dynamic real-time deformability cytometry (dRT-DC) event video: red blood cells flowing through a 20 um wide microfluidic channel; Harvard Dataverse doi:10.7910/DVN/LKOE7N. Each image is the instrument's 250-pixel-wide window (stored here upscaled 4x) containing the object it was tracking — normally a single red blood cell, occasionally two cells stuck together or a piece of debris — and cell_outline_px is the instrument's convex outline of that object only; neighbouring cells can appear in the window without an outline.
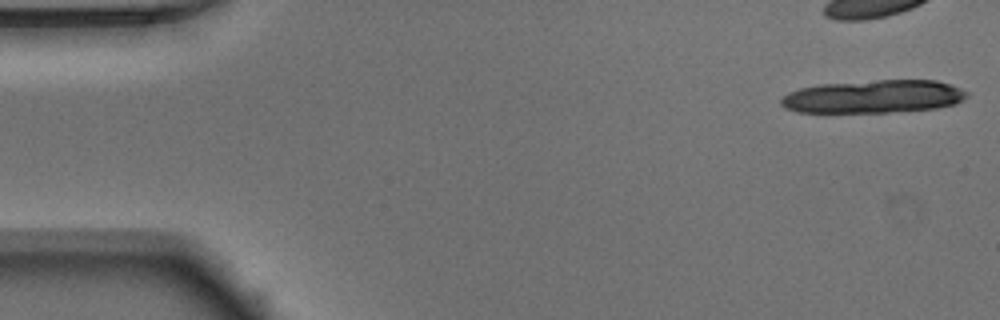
{"species": "Egyptian fruit bat (a non-hibernating species)", "species_latin": "Rousettus aegyptiacus", "temperature_condition": "warm", "stored_images_in_passage": 38, "camera_frame_rate_fps": 3000, "um_per_image_px": 0.085, "animal": {"sex": "male"}, "frame": {"image": 1, "passage_image": 1, "time_ms": 0.0, "image_size_px": [1000, 320], "cell_outline_px": [[968, 96], [956, 104], [936, 108], [888, 112], [796, 112], [784, 108], [780, 104], [780, 100], [788, 92], [800, 88], [820, 84], [876, 80], [936, 80], [960, 88], [968, 92]], "centroid_in_image_um": [74.23, 8.21], "position_along_channel_um": 10.8, "area_um2": 35.78}}
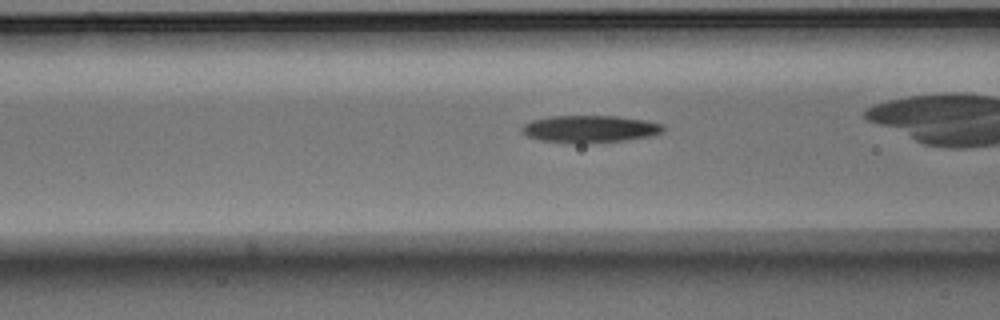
{"frame": {"image": 2, "passage_image": 17, "time_ms": 5.333, "image_size_px": [1000, 320], "cell_outline_px": [[664, 132], [652, 136], [624, 140], [580, 144], [576, 144], [540, 140], [528, 136], [520, 132], [520, 128], [524, 124], [532, 120], [548, 116], [616, 116], [644, 120], [664, 124]], "centroid_in_image_um": [50.12, 10.97], "position_along_channel_um": 116.5, "area_um2": 22.66}}